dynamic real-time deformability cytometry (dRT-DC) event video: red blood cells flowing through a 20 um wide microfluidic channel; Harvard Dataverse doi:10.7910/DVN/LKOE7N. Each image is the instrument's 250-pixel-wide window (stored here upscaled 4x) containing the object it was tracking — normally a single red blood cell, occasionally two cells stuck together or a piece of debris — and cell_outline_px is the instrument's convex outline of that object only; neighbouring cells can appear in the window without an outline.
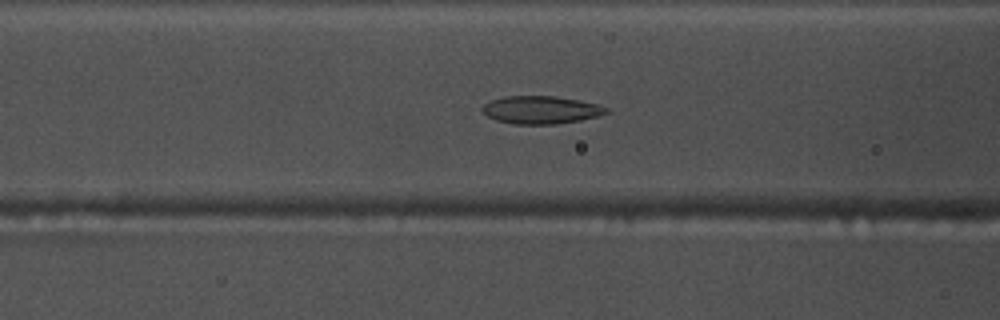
{"species": "common noctule bat (a hibernating species)", "species_latin": "Nyctalus noctula", "temperature_condition": "warm", "stored_images_in_passage": 44, "camera_frame_rate_fps": 3000, "um_per_image_px": 0.085, "animal": {"sex": "male", "body_mass_g": 17.5, "forearm_length_mm": 52.3}, "frame": {"image": 1, "passage_image": 21, "time_ms": 6.667, "image_size_px": [1000, 320], "cell_outline_px": [[612, 112], [600, 116], [580, 120], [556, 124], [516, 124], [496, 120], [488, 116], [480, 108], [484, 104], [492, 100], [504, 96], [556, 96], [580, 100], [596, 104], [608, 108]], "centroid_in_image_um": [46.02, 9.34], "position_along_channel_um": 120.6, "area_um2": 20.17}}
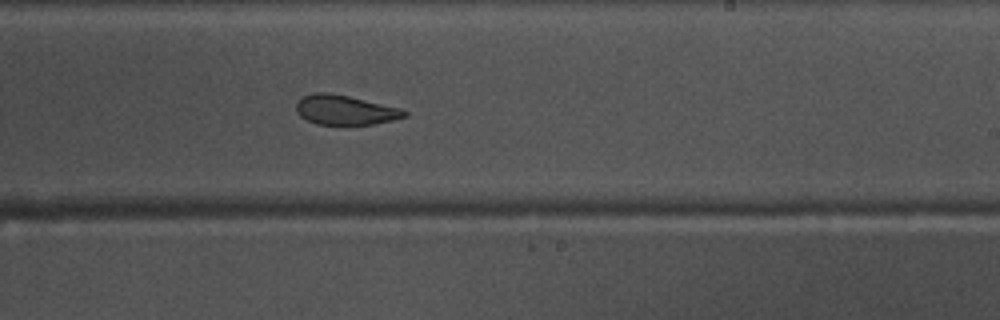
{"frame": {"image": 2, "passage_image": 32, "time_ms": 10.333, "image_size_px": [1000, 320], "cell_outline_px": [[408, 116], [376, 124], [316, 124], [300, 116], [296, 112], [296, 104], [304, 96], [312, 92], [328, 92], [348, 96], [400, 108], [408, 112]], "centroid_in_image_um": [29.33, 9.34], "position_along_channel_um": 259.7, "area_um2": 18.55}}
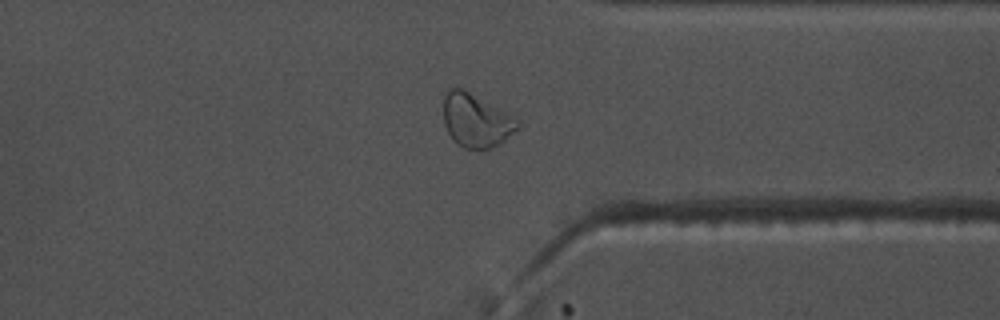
{"frame": {"image": 3, "passage_image": 41, "time_ms": 13.333, "image_size_px": [1000, 320], "cell_outline_px": [[520, 128], [500, 144], [488, 148], [464, 148], [456, 144], [448, 132], [444, 124], [444, 96], [448, 88], [464, 88], [516, 116], [520, 120]], "centroid_in_image_um": [40.51, 10.21], "position_along_channel_um": 370.9, "area_um2": 23.52}}